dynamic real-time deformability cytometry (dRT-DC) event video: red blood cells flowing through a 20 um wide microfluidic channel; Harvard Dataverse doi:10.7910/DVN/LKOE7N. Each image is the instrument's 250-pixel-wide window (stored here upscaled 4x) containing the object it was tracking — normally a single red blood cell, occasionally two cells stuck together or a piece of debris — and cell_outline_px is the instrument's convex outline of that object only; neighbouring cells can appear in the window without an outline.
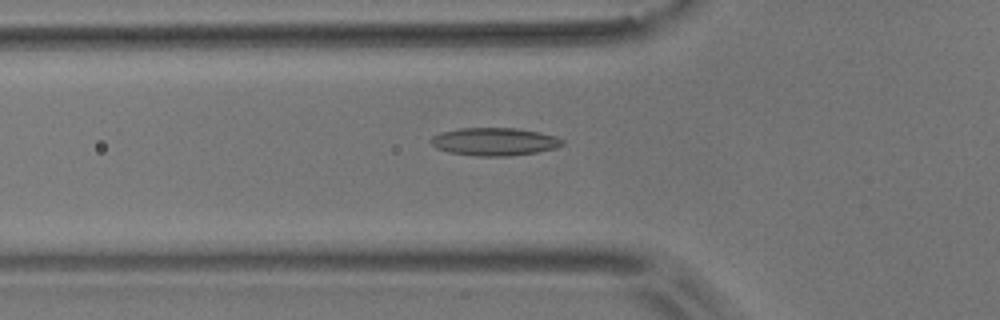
{"species": "common noctule bat (a hibernating species)", "species_latin": "Nyctalus noctula", "temperature_condition": "room temperature", "stored_images_in_passage": 4, "camera_frame_rate_fps": 3000, "um_per_image_px": 0.085, "animal": {"sex": "male", "body_mass_g": 17.9}, "frame": {"image": 1, "passage_image": 2, "time_ms": 0.333, "image_size_px": [1000, 320], "cell_outline_px": [[564, 144], [556, 148], [536, 152], [508, 156], [476, 156], [448, 152], [436, 148], [428, 140], [432, 136], [440, 132], [460, 128], [516, 128], [540, 132], [556, 136], [564, 140]], "centroid_in_image_um": [42.01, 12.04], "position_along_channel_um": 83.8, "area_um2": 21.5}}